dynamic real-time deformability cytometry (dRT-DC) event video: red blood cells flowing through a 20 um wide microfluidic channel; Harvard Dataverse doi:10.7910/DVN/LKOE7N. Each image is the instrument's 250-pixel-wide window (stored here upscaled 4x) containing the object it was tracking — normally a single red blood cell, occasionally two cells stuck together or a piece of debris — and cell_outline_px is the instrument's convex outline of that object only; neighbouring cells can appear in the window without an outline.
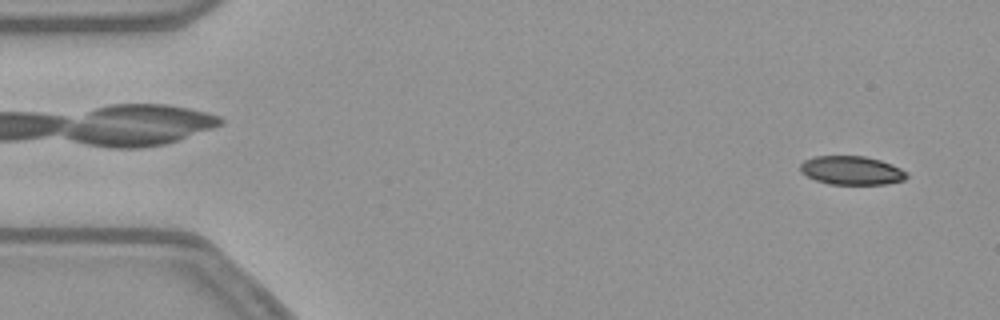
{"species": "common noctule bat (a hibernating species)", "species_latin": "Nyctalus noctula", "temperature_condition": "warm", "stored_images_in_passage": 52, "camera_frame_rate_fps": 3000, "um_per_image_px": 0.085, "animal": {"sex": "female", "body_mass_g": 21.9}, "frame": {"image": 1, "passage_image": 3, "time_ms": 0.667, "image_size_px": [1000, 320], "cell_outline_px": [[908, 176], [904, 180], [884, 184], [828, 184], [816, 180], [800, 172], [800, 164], [804, 160], [816, 156], [864, 156], [880, 160], [892, 164], [908, 172]], "centroid_in_image_um": [72.39, 14.48], "position_along_channel_um": 12.6, "area_um2": 17.8}}
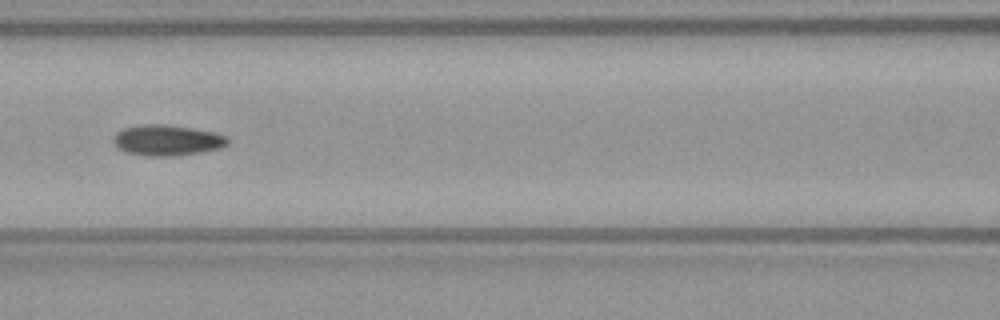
{"frame": {"image": 2, "passage_image": 23, "time_ms": 7.333, "image_size_px": [1000, 320], "cell_outline_px": [[228, 144], [220, 148], [200, 152], [176, 156], [144, 156], [124, 152], [116, 148], [112, 140], [112, 136], [116, 132], [124, 128], [140, 124], [164, 124], [192, 128], [216, 132], [228, 136]], "centroid_in_image_um": [14.16, 11.92], "position_along_channel_um": 152.4, "area_um2": 20.87}}
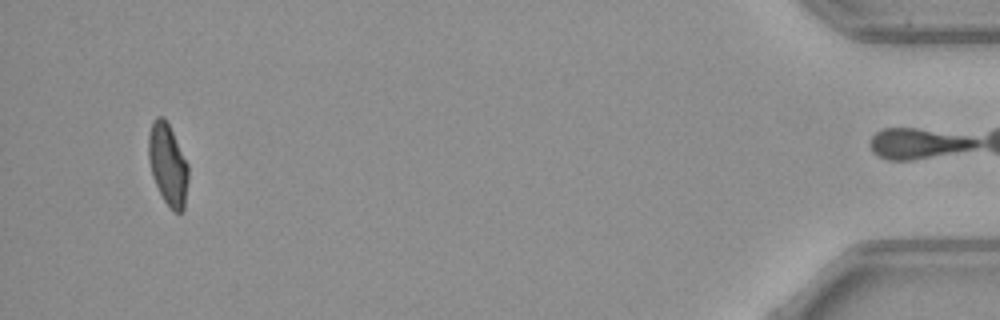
{"frame": {"image": 3, "passage_image": 51, "time_ms": 16.667, "image_size_px": [1000, 320], "cell_outline_px": [[188, 180], [184, 208], [180, 212], [172, 212], [164, 200], [152, 176], [148, 160], [148, 136], [152, 120], [156, 116], [164, 116], [188, 164]], "centroid_in_image_um": [14.25, 13.97], "position_along_channel_um": 421.0, "area_um2": 18.9}, "authors_computed_cell_mechanics": {"area_um2": 19.7098, "velocity_mm_per_s": 3.8062, "shape_relaxation_time_tau1_ms": null, "shape_relaxation_time_tau2_ms": 2.6145, "deformation_change_tau1": null, "deformation_change_tau2": 0.087}}